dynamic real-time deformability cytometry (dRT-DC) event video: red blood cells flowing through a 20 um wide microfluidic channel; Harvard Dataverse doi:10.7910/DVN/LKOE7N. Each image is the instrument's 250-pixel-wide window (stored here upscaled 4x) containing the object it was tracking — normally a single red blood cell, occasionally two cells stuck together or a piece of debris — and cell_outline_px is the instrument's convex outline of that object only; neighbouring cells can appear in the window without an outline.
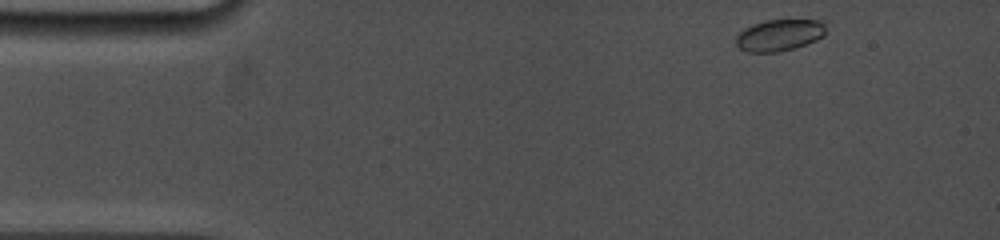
{"species": "common noctule bat (a hibernating species)", "species_latin": "Nyctalus noctula", "temperature_condition": "cold", "stored_images_in_passage": 56, "camera_frame_rate_fps": 5000, "um_per_image_px": 0.085, "animal": {"sex": "female", "body_mass_g": 19.0, "forearm_length_mm": 53.3}, "frame": {"image": 1, "passage_image": 1, "time_ms": 0.0, "image_size_px": [1000, 240], "cell_outline_px": [[824, 36], [816, 40], [796, 48], [776, 52], [748, 52], [740, 48], [736, 44], [736, 36], [744, 28], [752, 24], [764, 20], [820, 20], [824, 24]], "centroid_in_image_um": [66.23, 2.99], "position_along_channel_um": 18.8, "area_um2": 16.53}}
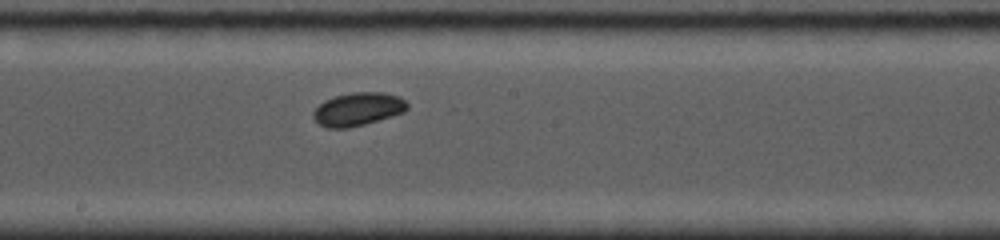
{"frame": {"image": 2, "passage_image": 29, "time_ms": 7.4, "image_size_px": [1000, 240], "cell_outline_px": [[408, 108], [404, 112], [392, 116], [364, 124], [348, 128], [324, 128], [312, 120], [312, 112], [324, 100], [336, 96], [352, 92], [384, 92], [400, 96], [408, 104]], "centroid_in_image_um": [30.4, 9.28], "position_along_channel_um": 217.8, "area_um2": 18.38}}
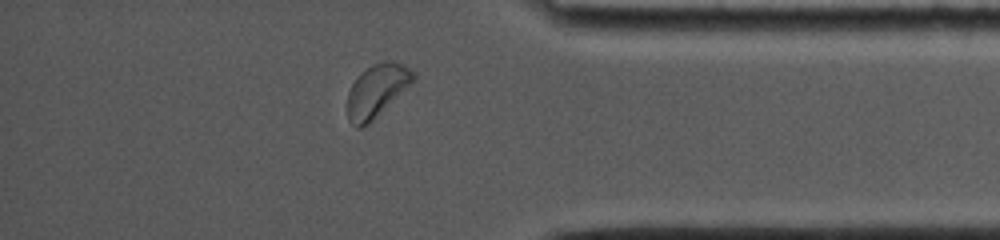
{"frame": {"image": 3, "passage_image": 49, "time_ms": 12.4, "image_size_px": [1000, 240], "cell_outline_px": [[416, 80], [368, 124], [360, 128], [356, 128], [348, 120], [348, 92], [352, 84], [372, 64], [384, 60], [404, 64], [412, 68], [416, 72]], "centroid_in_image_um": [32.08, 7.69], "position_along_channel_um": 403.1, "area_um2": 20.11}}